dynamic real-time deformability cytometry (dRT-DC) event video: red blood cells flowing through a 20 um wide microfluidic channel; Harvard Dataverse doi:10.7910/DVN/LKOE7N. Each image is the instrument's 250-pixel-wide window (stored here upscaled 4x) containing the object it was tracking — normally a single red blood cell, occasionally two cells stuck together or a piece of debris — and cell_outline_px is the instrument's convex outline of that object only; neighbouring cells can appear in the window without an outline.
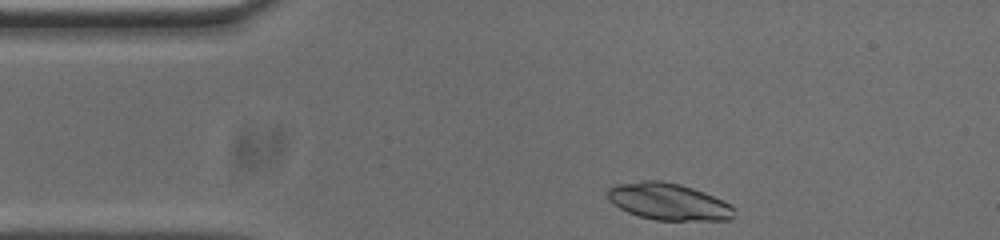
{"species": "common noctule bat (a hibernating species)", "species_latin": "Nyctalus noctula", "temperature_condition": "cold", "stored_images_in_passage": 35, "camera_frame_rate_fps": 3000, "um_per_image_px": 0.085, "animal": {"sex": "male", "body_mass_g": 20.0, "forearm_length_mm": 53.3}, "frame": {"image": 1, "passage_image": 1, "time_ms": 0.0, "image_size_px": [1000, 240], "cell_outline_px": [[736, 208], [732, 220], [656, 220], [640, 216], [628, 212], [620, 208], [608, 200], [608, 188], [616, 184], [644, 180], [660, 180], [680, 184], [704, 192], [732, 204]], "centroid_in_image_um": [56.85, 17.14], "position_along_channel_um": 28.1, "area_um2": 27.28}}
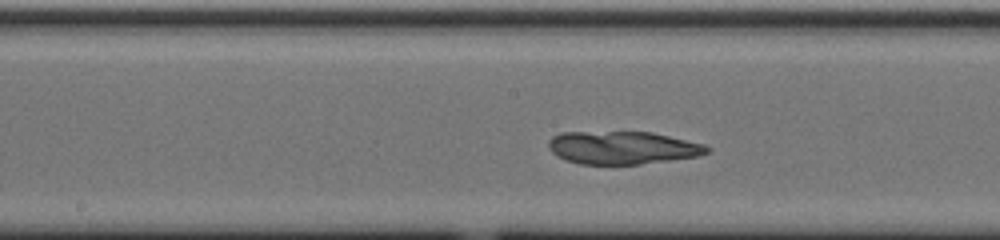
{"frame": {"image": 2, "passage_image": 18, "time_ms": 5.667, "image_size_px": [1000, 240], "cell_outline_px": [[712, 148], [708, 152], [700, 156], [640, 164], [580, 164], [564, 160], [556, 156], [548, 148], [548, 140], [552, 136], [560, 132], [652, 132], [704, 144]], "centroid_in_image_um": [52.89, 12.55], "position_along_channel_um": 195.3, "area_um2": 30.58}}
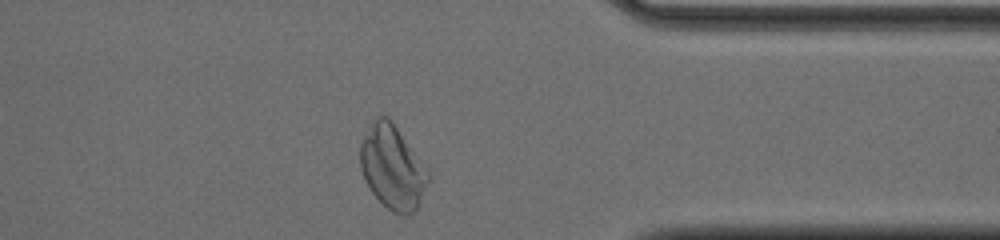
{"frame": {"image": 3, "passage_image": 34, "time_ms": 11.0, "image_size_px": [1000, 240], "cell_outline_px": [[428, 180], [420, 204], [416, 212], [404, 216], [400, 216], [392, 212], [368, 188], [364, 180], [360, 168], [360, 144], [372, 120], [376, 116], [388, 116], [392, 120], [428, 172]], "centroid_in_image_um": [33.33, 14.24], "position_along_channel_um": 378.1, "area_um2": 33.0}}